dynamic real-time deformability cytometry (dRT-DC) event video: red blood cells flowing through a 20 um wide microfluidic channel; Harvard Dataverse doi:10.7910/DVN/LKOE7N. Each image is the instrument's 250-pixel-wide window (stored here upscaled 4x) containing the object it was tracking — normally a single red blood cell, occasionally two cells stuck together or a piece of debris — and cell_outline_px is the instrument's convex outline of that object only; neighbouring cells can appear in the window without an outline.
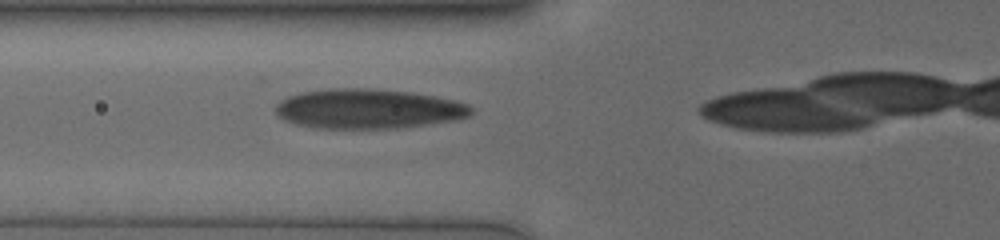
{"species": "human", "species_latin": "Homo sapiens", "temperature_condition": "cold", "stored_images_in_passage": 17, "camera_frame_rate_fps": 3000, "um_per_image_px": 0.085, "donor": {"sex": "male"}, "frame": {"image": 1, "passage_image": 6, "time_ms": 1.667, "image_size_px": [1000, 240], "cell_outline_px": [[472, 112], [468, 116], [448, 120], [424, 124], [396, 128], [320, 128], [296, 124], [280, 116], [276, 112], [276, 104], [280, 100], [288, 96], [300, 92], [328, 88], [372, 88], [408, 92], [432, 96], [452, 100], [468, 104], [472, 108]], "centroid_in_image_um": [31.24, 9.23], "position_along_channel_um": 94.6, "area_um2": 44.62}}
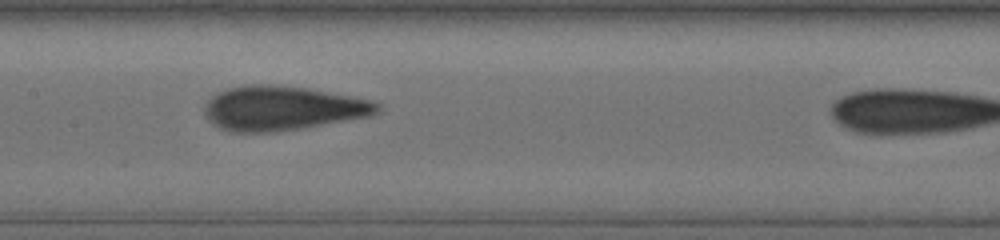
{"frame": {"image": 2, "passage_image": 13, "time_ms": 4.0, "image_size_px": [1000, 240], "cell_outline_px": [[380, 112], [368, 116], [300, 128], [276, 132], [232, 132], [220, 128], [212, 124], [208, 120], [204, 112], [204, 108], [208, 100], [216, 92], [228, 88], [244, 84], [268, 84], [308, 88], [368, 100], [380, 104]], "centroid_in_image_um": [23.93, 9.19], "position_along_channel_um": 183.5, "area_um2": 44.45}}
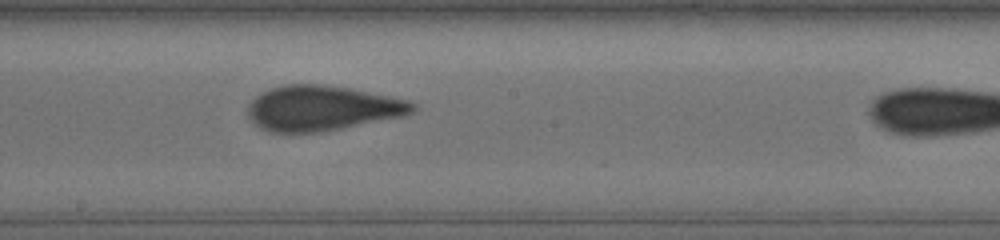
{"frame": {"image": 3, "passage_image": 16, "time_ms": 5.0, "image_size_px": [1000, 240], "cell_outline_px": [[416, 108], [412, 112], [404, 116], [320, 132], [272, 132], [260, 128], [248, 116], [248, 108], [252, 100], [260, 92], [284, 84], [320, 84], [348, 88], [408, 100], [416, 104]], "centroid_in_image_um": [27.37, 9.19], "position_along_channel_um": 220.8, "area_um2": 42.95}}